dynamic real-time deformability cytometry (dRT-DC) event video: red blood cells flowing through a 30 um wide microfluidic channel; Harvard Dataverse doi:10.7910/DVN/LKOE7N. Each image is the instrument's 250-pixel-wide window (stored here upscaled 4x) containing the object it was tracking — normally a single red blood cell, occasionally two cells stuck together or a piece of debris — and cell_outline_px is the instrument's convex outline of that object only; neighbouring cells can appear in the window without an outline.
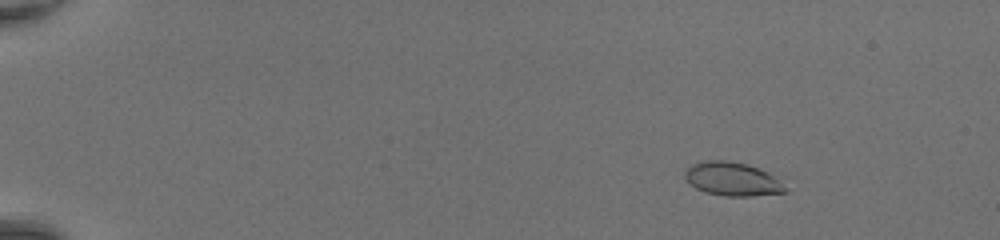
{"species": "common noctule bat (a hibernating species)", "species_latin": "Nyctalus noctula", "temperature_condition": "room temperature", "stored_images_in_passage": 51, "camera_frame_rate_fps": 3000, "um_per_image_px": 0.085, "animal": {"sex": "female", "body_mass_g": 20.0, "forearm_length_mm": 54.0}, "frame": {"image": 1, "passage_image": 8, "time_ms": 2.333, "image_size_px": [1000, 240], "cell_outline_px": [[788, 192], [752, 196], [724, 196], [704, 192], [688, 184], [684, 176], [684, 172], [692, 164], [700, 160], [728, 160], [760, 168], [768, 172]], "centroid_in_image_um": [62.16, 15.21], "position_along_channel_um": 22.8, "area_um2": 19.59}}
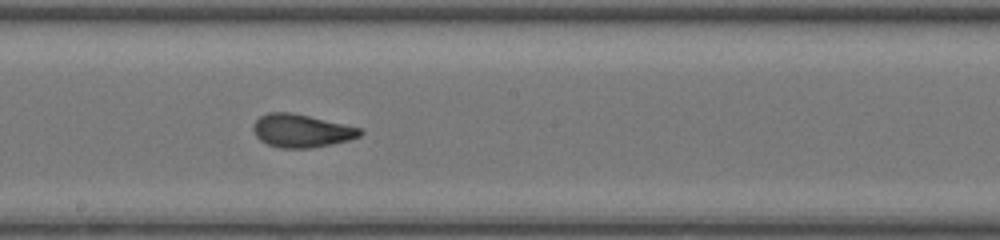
{"frame": {"image": 2, "passage_image": 31, "time_ms": 10.0, "image_size_px": [1000, 240], "cell_outline_px": [[364, 132], [360, 136], [348, 140], [312, 148], [280, 148], [268, 144], [260, 140], [256, 136], [252, 128], [252, 124], [260, 116], [268, 112], [292, 112], [344, 124], [360, 128]], "centroid_in_image_um": [25.59, 11.11], "position_along_channel_um": 222.6, "area_um2": 20.58}}
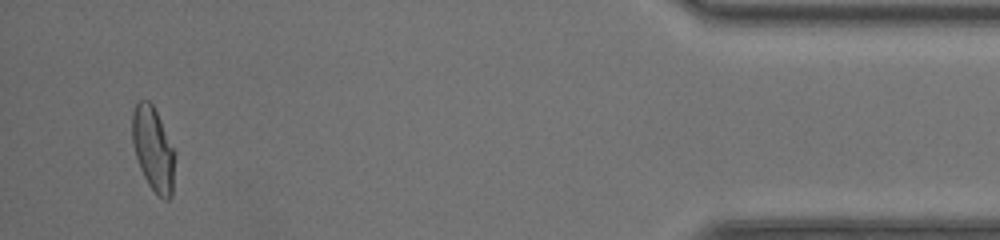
{"frame": {"image": 3, "passage_image": 49, "time_ms": 16.0, "image_size_px": [1000, 240], "cell_outline_px": [[176, 152], [172, 196], [168, 200], [164, 200], [148, 184], [140, 168], [136, 156], [132, 140], [132, 112], [136, 104], [140, 100], [148, 100], [152, 104]], "centroid_in_image_um": [13.04, 12.68], "position_along_channel_um": 422.2, "area_um2": 20.87}, "authors_computed_cell_mechanics": {"area_um2": 20.4034, "velocity_mm_per_s": 4.3485, "shape_relaxation_time_tau1_ms": 3.6055, "shape_relaxation_time_tau2_ms": 0.7508, "deformation_change_tau1": 0.1847, "deformation_change_tau2": 0.0579}}